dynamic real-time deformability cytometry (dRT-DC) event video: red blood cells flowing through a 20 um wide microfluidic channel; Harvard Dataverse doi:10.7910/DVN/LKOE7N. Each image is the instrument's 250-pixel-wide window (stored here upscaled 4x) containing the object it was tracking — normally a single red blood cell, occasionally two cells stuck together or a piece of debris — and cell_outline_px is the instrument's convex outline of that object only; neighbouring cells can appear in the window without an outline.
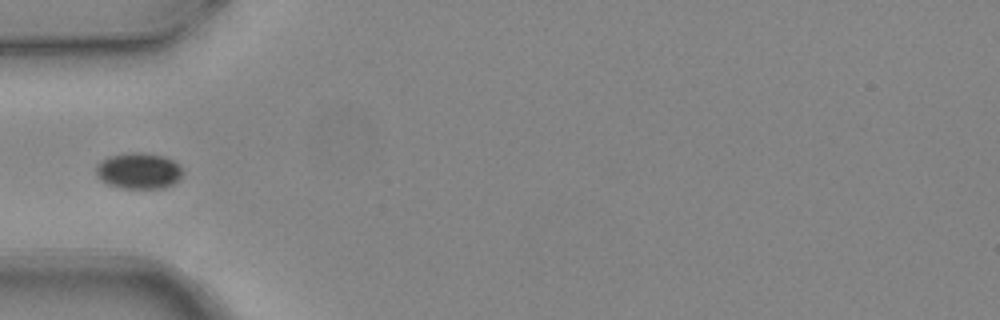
{"species": "common noctule bat (a hibernating species)", "species_latin": "Nyctalus noctula", "temperature_condition": "warm", "stored_images_in_passage": 7, "segment_of_instrument_passage": [2, 2], "camera_frame_rate_fps": 3000, "um_per_image_px": 0.085, "animal": {"sex": "female", "body_mass_g": 24.6, "forearm_length_mm": 56.2}, "frame": {"image": 1, "passage_image": 6, "time_ms": 1.667, "image_size_px": [1000, 320], "cell_outline_px": [[184, 172], [172, 184], [164, 188], [120, 188], [108, 184], [100, 180], [96, 176], [96, 164], [100, 160], [108, 156], [132, 152], [140, 152], [164, 156], [180, 164]], "centroid_in_image_um": [11.76, 14.51], "position_along_channel_um": 73.2, "area_um2": 18.38}}
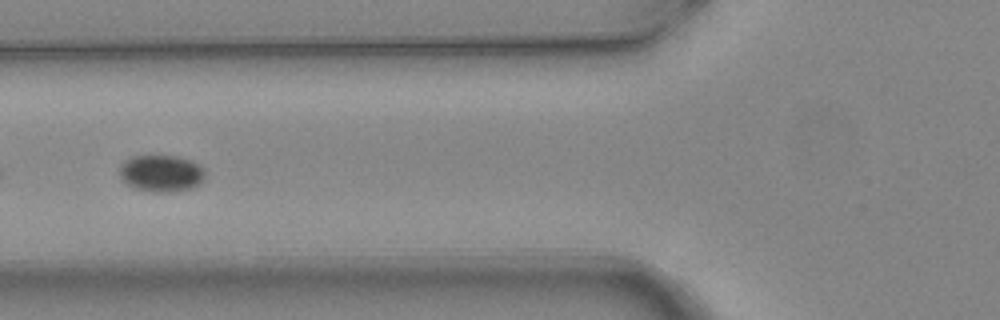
{"frame": {"image": 2, "passage_image": 7, "time_ms": 2.0, "image_size_px": [1000, 320], "cell_outline_px": [[204, 176], [200, 184], [192, 188], [176, 192], [152, 192], [136, 188], [128, 184], [120, 176], [120, 168], [124, 160], [132, 156], [176, 156], [192, 160], [200, 164], [204, 168]], "centroid_in_image_um": [13.74, 14.73], "position_along_channel_um": 112.1, "area_um2": 18.44}}